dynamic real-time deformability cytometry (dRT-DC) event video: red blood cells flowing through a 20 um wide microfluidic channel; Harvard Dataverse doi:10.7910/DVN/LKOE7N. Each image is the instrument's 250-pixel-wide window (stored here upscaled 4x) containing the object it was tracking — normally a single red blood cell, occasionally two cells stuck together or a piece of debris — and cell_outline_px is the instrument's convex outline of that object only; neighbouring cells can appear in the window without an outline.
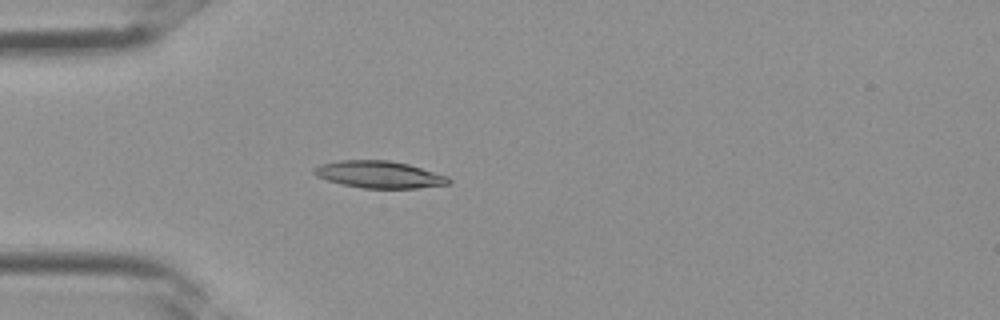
{"species": "Egyptian fruit bat (a non-hibernating species)", "species_latin": "Rousettus aegyptiacus", "temperature_condition": "room temperature", "stored_images_in_passage": 3, "camera_frame_rate_fps": 3000, "um_per_image_px": 0.085, "frame": {"image": 1, "passage_image": 3, "time_ms": 0.667, "image_size_px": [1000, 320], "cell_outline_px": [[452, 184], [416, 188], [364, 188], [344, 184], [328, 180], [316, 176], [312, 172], [312, 168], [320, 164], [340, 160], [388, 160], [408, 164], [448, 176], [452, 180]], "centroid_in_image_um": [32.25, 14.83], "position_along_channel_um": 52.8, "area_um2": 21.21}}